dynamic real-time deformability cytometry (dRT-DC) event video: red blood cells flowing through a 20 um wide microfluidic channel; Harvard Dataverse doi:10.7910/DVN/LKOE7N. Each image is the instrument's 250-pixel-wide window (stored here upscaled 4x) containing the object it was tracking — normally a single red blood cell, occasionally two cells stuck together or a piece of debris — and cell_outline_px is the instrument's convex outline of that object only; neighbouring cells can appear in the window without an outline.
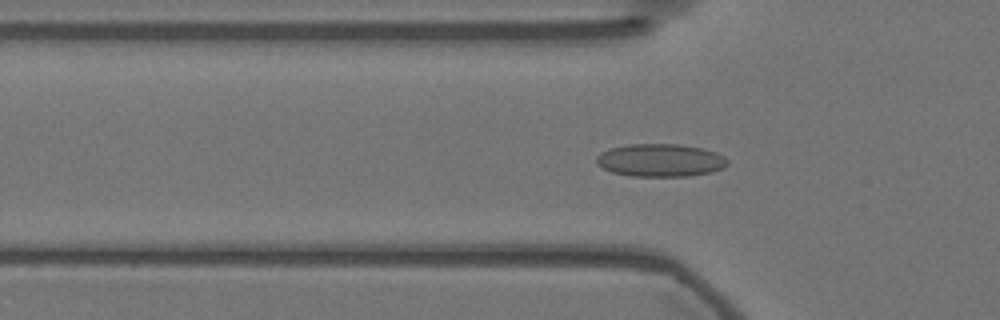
{"species": "Egyptian fruit bat (a non-hibernating species)", "species_latin": "Rousettus aegyptiacus", "temperature_condition": "warm", "stored_images_in_passage": 54, "camera_frame_rate_fps": 3000, "um_per_image_px": 0.085, "animal": {"sex": "female"}, "frame": {"image": 1, "passage_image": 15, "time_ms": 4.667, "image_size_px": [1000, 320], "cell_outline_px": [[728, 164], [724, 168], [712, 172], [688, 176], [632, 176], [612, 172], [596, 164], [596, 156], [600, 152], [608, 148], [628, 144], [680, 144], [704, 148], [716, 152], [724, 156], [728, 160]], "centroid_in_image_um": [56.14, 13.61], "position_along_channel_um": 69.7, "area_um2": 25.37}}
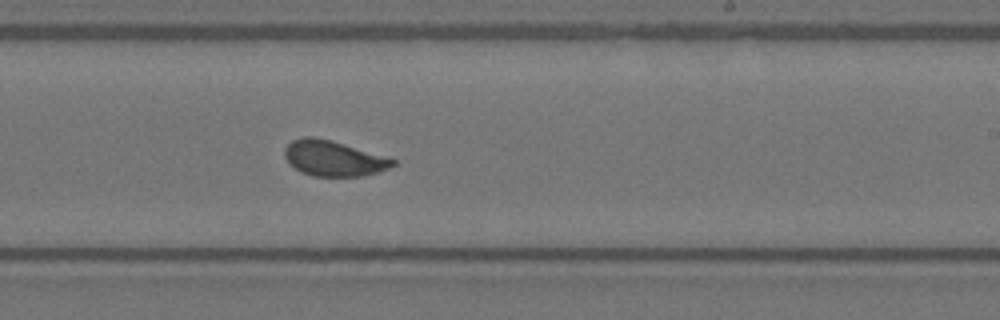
{"frame": {"image": 2, "passage_image": 31, "time_ms": 10.0, "image_size_px": [1000, 320], "cell_outline_px": [[396, 164], [388, 168], [376, 172], [360, 176], [312, 176], [300, 172], [288, 164], [284, 156], [284, 148], [292, 140], [304, 136], [312, 136], [332, 140], [396, 160]], "centroid_in_image_um": [28.27, 13.45], "position_along_channel_um": 260.7, "area_um2": 22.31}}
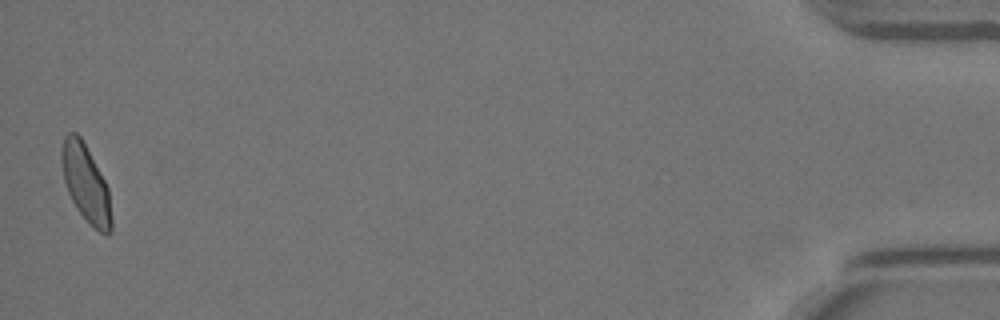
{"frame": {"image": 3, "passage_image": 53, "time_ms": 17.333, "image_size_px": [1000, 320], "cell_outline_px": [[112, 232], [108, 236], [104, 236], [88, 224], [76, 208], [68, 192], [64, 180], [60, 160], [60, 152], [64, 136], [68, 132], [76, 132], [80, 136], [104, 180], [108, 188], [112, 220]], "centroid_in_image_um": [7.29, 15.65], "position_along_channel_um": 427.9, "area_um2": 22.6}, "authors_computed_cell_mechanics": {"area_um2": 22.6865, "velocity_mm_per_s": 3.5663, "shape_relaxation_time_tau1_ms": 4.9207, "shape_relaxation_time_tau2_ms": null, "deformation_change_tau1": 0.1049, "deformation_change_tau2": null}}